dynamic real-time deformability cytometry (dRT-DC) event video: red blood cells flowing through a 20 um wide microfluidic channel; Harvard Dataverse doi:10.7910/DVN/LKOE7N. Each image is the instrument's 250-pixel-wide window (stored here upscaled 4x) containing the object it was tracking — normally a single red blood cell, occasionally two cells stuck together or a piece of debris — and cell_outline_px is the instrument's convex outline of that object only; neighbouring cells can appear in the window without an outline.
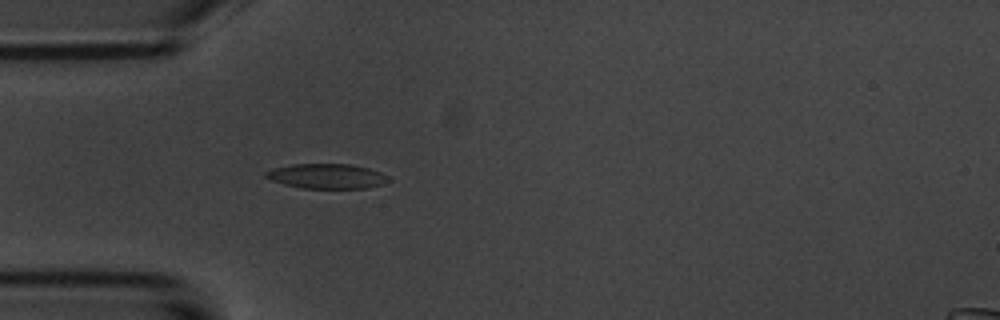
{"species": "common noctule bat (a hibernating species)", "species_latin": "Nyctalus noctula", "temperature_condition": "room temperature", "stored_images_in_passage": 5, "camera_frame_rate_fps": 3000, "um_per_image_px": 0.085, "animal": {"sex": "male", "body_mass_g": 20.1, "forearm_length_mm": 53.5}, "frame": {"image": 1, "passage_image": 5, "time_ms": 4.667, "image_size_px": [1000, 320], "cell_outline_px": [[392, 180], [384, 184], [364, 188], [304, 188], [284, 184], [272, 180], [264, 176], [264, 172], [272, 168], [292, 164], [352, 164], [368, 168], [380, 172], [388, 176]], "centroid_in_image_um": [27.79, 14.97], "position_along_channel_um": 57.2, "area_um2": 17.8}}